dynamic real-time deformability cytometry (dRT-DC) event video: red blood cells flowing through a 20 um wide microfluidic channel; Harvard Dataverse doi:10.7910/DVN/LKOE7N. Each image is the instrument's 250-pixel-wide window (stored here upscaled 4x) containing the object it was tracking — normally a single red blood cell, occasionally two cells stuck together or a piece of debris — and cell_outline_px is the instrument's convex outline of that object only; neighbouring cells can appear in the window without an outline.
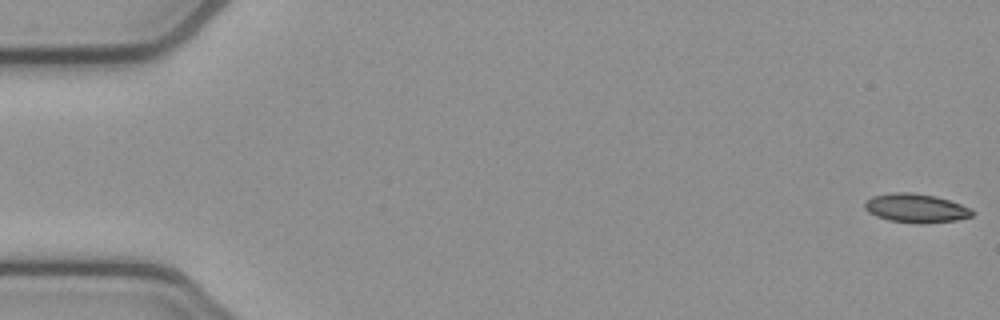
{"species": "common noctule bat (a hibernating species)", "species_latin": "Nyctalus noctula", "temperature_condition": "cold", "stored_images_in_passage": 53, "camera_frame_rate_fps": 3000, "um_per_image_px": 0.085, "animal": {"sex": "female", "body_mass_g": 21.9}, "frame": {"image": 1, "passage_image": 1, "time_ms": 0.0, "image_size_px": [1000, 320], "cell_outline_px": [[976, 212], [972, 216], [956, 220], [888, 220], [876, 216], [868, 212], [864, 208], [864, 204], [872, 196], [892, 192], [912, 192], [936, 196], [972, 208]], "centroid_in_image_um": [77.84, 17.63], "position_along_channel_um": 7.2, "area_um2": 17.22}}
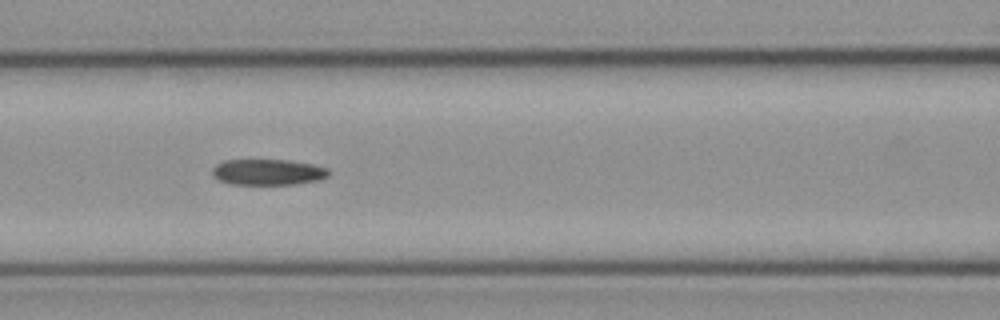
{"frame": {"image": 2, "passage_image": 23, "time_ms": 7.333, "image_size_px": [1000, 320], "cell_outline_px": [[328, 176], [320, 180], [296, 184], [228, 184], [212, 176], [212, 168], [216, 164], [224, 160], [288, 160], [312, 164], [328, 168]], "centroid_in_image_um": [22.75, 14.63], "position_along_channel_um": 143.8, "area_um2": 17.63}}
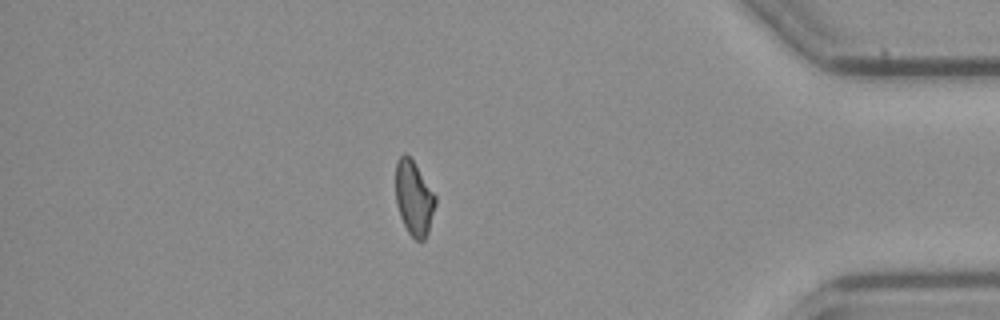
{"frame": {"image": 3, "passage_image": 46, "time_ms": 15.0, "image_size_px": [1000, 320], "cell_outline_px": [[436, 204], [428, 232], [424, 240], [416, 240], [408, 232], [400, 216], [396, 204], [396, 160], [404, 152], [412, 160], [436, 196]], "centroid_in_image_um": [35.18, 16.85], "position_along_channel_um": 400.0, "area_um2": 17.05}, "authors_computed_cell_mechanics": {"area_um2": 18.0336, "velocity_mm_per_s": 3.8656, "shape_relaxation_time_tau1_ms": null, "shape_relaxation_time_tau2_ms": 6.9802, "deformation_change_tau1": null, "deformation_change_tau2": 0.1339}}